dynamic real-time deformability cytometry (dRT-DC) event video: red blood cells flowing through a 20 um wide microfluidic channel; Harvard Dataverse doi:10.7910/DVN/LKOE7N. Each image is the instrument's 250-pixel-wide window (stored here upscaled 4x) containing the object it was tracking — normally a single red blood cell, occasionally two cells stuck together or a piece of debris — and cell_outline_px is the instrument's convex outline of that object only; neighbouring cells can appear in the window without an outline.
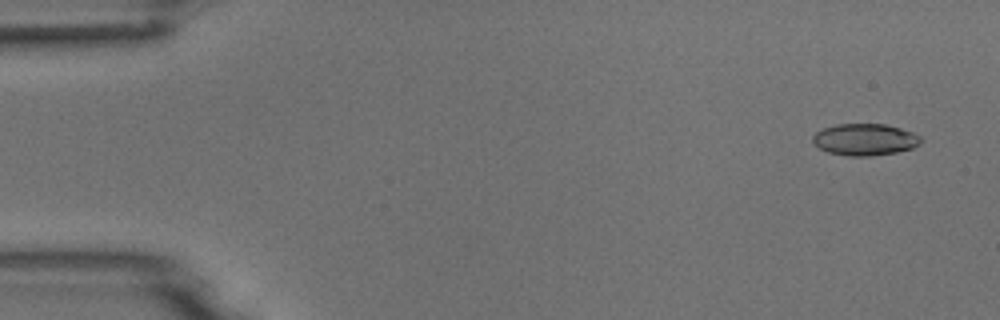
{"species": "common noctule bat (a hibernating species)", "species_latin": "Nyctalus noctula", "temperature_condition": "room temperature", "stored_images_in_passage": 5, "camera_frame_rate_fps": 3000, "um_per_image_px": 0.085, "animal": {"sex": "male", "body_mass_g": 18.8}, "frame": {"image": 1, "passage_image": 1, "time_ms": 0.0, "image_size_px": [1000, 320], "cell_outline_px": [[924, 140], [920, 144], [912, 148], [896, 152], [872, 156], [848, 156], [828, 152], [820, 148], [812, 140], [812, 136], [816, 132], [824, 128], [836, 124], [884, 124], [900, 128], [912, 132], [920, 136]], "centroid_in_image_um": [73.54, 11.86], "position_along_channel_um": 11.5, "area_um2": 20.0}}